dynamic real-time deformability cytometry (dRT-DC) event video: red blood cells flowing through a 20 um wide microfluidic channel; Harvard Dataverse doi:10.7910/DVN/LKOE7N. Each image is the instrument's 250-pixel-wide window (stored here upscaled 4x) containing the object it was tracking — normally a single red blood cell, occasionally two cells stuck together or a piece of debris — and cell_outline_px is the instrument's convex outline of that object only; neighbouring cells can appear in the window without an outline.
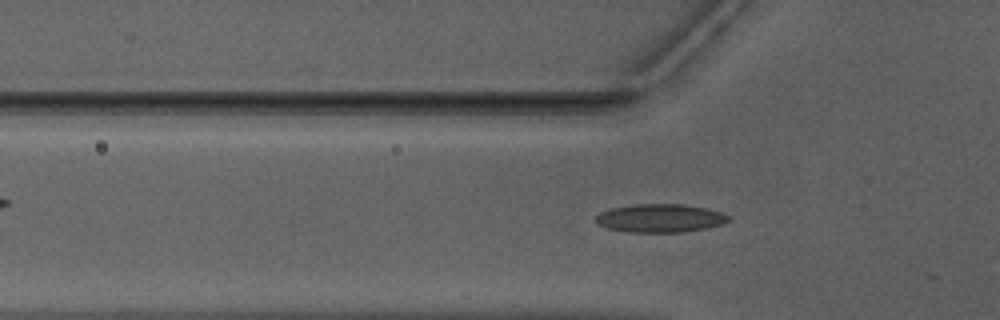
{"species": "Egyptian fruit bat (a non-hibernating species)", "species_latin": "Rousettus aegyptiacus", "temperature_condition": "warm", "stored_images_in_passage": 19, "camera_frame_rate_fps": 3000, "um_per_image_px": 0.085, "animal": {"sex": "male"}, "frame": {"image": 1, "passage_image": 16, "time_ms": 5.0, "image_size_px": [1000, 320], "cell_outline_px": [[732, 220], [724, 224], [708, 228], [684, 232], [628, 232], [608, 228], [596, 224], [592, 220], [600, 212], [612, 208], [632, 204], [684, 204], [708, 208], [732, 216]], "centroid_in_image_um": [56.14, 18.54], "position_along_channel_um": 69.7, "area_um2": 22.37}}